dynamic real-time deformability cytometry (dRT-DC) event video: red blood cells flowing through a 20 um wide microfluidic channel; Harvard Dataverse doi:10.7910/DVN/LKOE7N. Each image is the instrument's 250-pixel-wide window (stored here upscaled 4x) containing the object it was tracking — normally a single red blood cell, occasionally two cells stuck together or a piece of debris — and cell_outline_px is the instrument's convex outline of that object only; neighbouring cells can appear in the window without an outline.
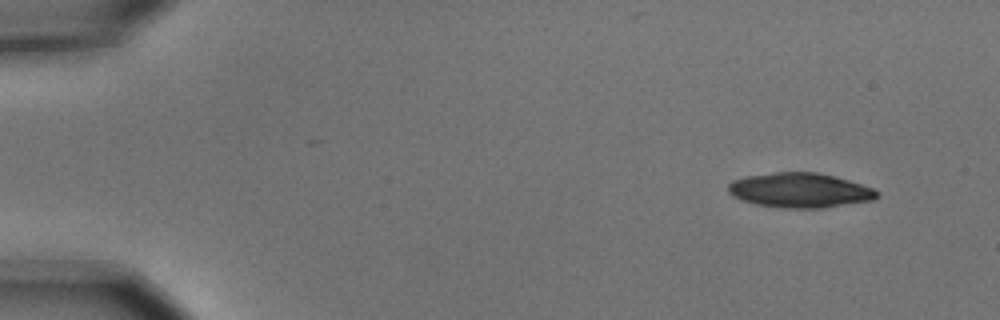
{"species": "common noctule bat (a hibernating species)", "species_latin": "Nyctalus noctula", "temperature_condition": "cold", "stored_images_in_passage": 14, "camera_frame_rate_fps": 3000, "um_per_image_px": 0.085, "animal": {"sex": "male", "body_mass_g": 15.6}, "frame": {"image": 1, "passage_image": 1, "time_ms": 0.0, "image_size_px": [1000, 320], "cell_outline_px": [[880, 196], [876, 200], [820, 208], [784, 208], [756, 204], [740, 200], [732, 196], [728, 192], [728, 184], [732, 180], [744, 176], [776, 172], [816, 172], [848, 180], [872, 188], [880, 192]], "centroid_in_image_um": [67.98, 16.18], "position_along_channel_um": 17.0, "area_um2": 30.23}}
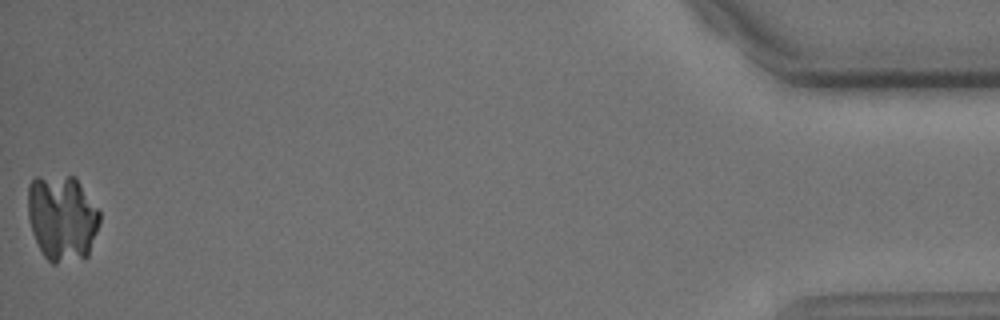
{"frame": {"image": 2, "passage_image": 14, "time_ms": 4.333, "image_size_px": [1000, 320], "cell_outline_px": [[100, 224], [88, 256], [56, 264], [52, 264], [44, 256], [32, 232], [28, 216], [28, 184], [36, 176], [76, 176], [100, 212]], "centroid_in_image_um": [5.28, 18.5], "position_along_channel_um": 429.9, "area_um2": 36.3}}